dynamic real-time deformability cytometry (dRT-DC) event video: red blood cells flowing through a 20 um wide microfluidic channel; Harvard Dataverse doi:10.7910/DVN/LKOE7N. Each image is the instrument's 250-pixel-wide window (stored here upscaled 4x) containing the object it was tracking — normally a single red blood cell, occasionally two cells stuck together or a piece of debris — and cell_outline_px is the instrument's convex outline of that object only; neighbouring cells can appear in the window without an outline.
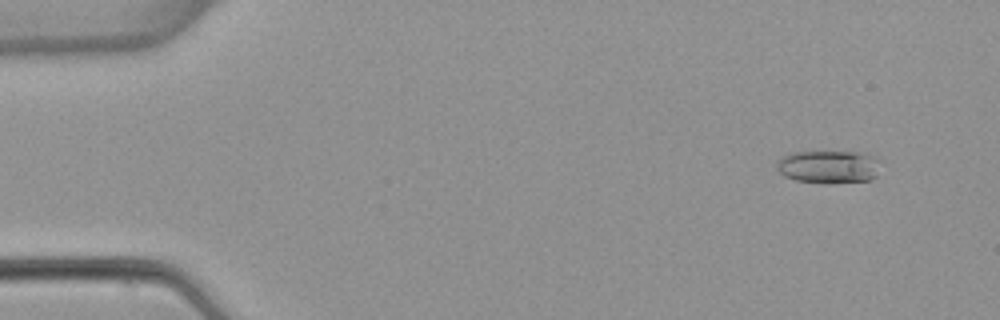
{"species": "common noctule bat (a hibernating species)", "species_latin": "Nyctalus noctula", "temperature_condition": "warm", "stored_images_in_passage": 4, "camera_frame_rate_fps": 3000, "um_per_image_px": 0.085, "animal": {"sex": "female", "body_mass_g": 22.7, "forearm_length_mm": 54.2}, "frame": {"image": 1, "passage_image": 2, "time_ms": 1.333, "image_size_px": [1000, 320], "cell_outline_px": [[880, 160], [876, 176], [872, 180], [824, 184], [796, 180], [784, 176], [776, 168], [776, 164], [784, 156], [792, 152], [860, 152], [872, 156]], "centroid_in_image_um": [70.45, 14.19], "position_along_channel_um": 14.6, "area_um2": 20.0}}
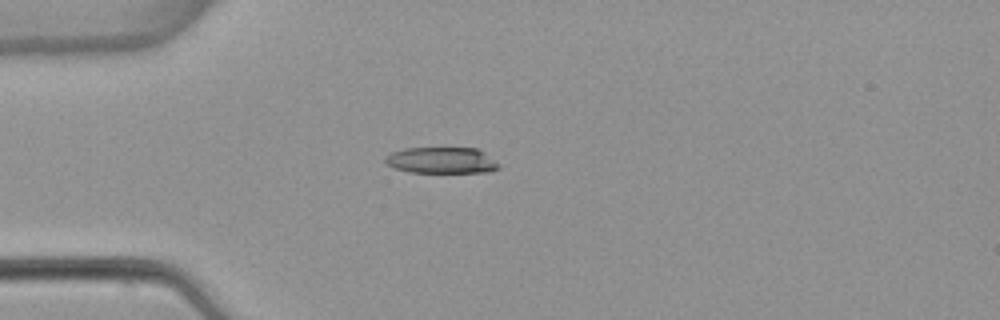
{"frame": {"image": 2, "passage_image": 4, "time_ms": 4.667, "image_size_px": [1000, 320], "cell_outline_px": [[500, 168], [488, 172], [408, 172], [396, 168], [388, 164], [384, 160], [384, 156], [392, 152], [404, 148], [476, 148], [484, 152], [500, 164]], "centroid_in_image_um": [37.54, 13.62], "position_along_channel_um": 47.5, "area_um2": 17.34}}